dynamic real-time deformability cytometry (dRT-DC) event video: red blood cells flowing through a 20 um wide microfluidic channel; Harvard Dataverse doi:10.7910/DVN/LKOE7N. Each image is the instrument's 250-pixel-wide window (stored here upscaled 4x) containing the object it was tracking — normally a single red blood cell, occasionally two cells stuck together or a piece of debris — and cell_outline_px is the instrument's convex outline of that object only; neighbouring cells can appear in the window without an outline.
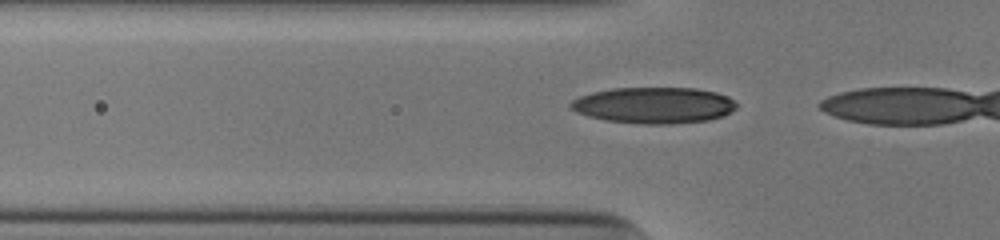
{"species": "human", "species_latin": "Homo sapiens", "temperature_condition": "cold", "stored_images_in_passage": 4, "camera_frame_rate_fps": 3000, "um_per_image_px": 0.085, "donor": {"sex": "male"}, "frame": {"image": 1, "passage_image": 2, "time_ms": 0.333, "image_size_px": [1000, 240], "cell_outline_px": [[736, 108], [724, 116], [708, 120], [672, 124], [644, 124], [604, 120], [588, 116], [576, 112], [568, 108], [568, 104], [572, 100], [580, 96], [592, 92], [612, 88], [696, 88], [716, 92], [728, 96], [736, 104]], "centroid_in_image_um": [55.55, 8.95], "position_along_channel_um": 70.2, "area_um2": 35.2}}